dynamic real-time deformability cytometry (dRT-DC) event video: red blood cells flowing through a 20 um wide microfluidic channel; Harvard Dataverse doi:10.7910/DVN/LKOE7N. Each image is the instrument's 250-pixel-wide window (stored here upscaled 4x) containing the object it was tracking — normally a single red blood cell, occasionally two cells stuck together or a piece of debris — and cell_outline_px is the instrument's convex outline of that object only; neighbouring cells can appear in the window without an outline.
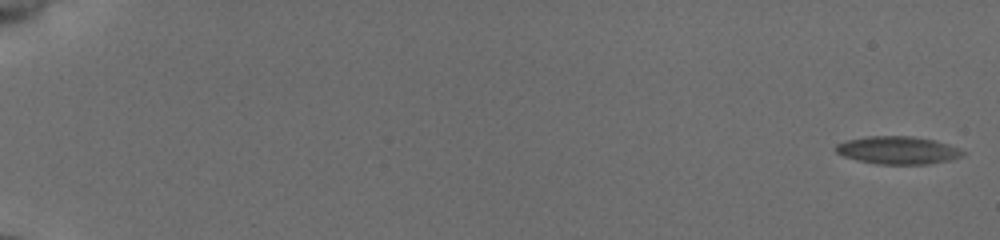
{"species": "common noctule bat (a hibernating species)", "species_latin": "Nyctalus noctula", "temperature_condition": "cold", "stored_images_in_passage": 55, "camera_frame_rate_fps": 3000, "um_per_image_px": 0.085, "animal": {"sex": "female", "body_mass_g": 19.5, "forearm_length_mm": 54.1}, "frame": {"image": 1, "passage_image": 1, "time_ms": 0.0, "image_size_px": [1000, 240], "cell_outline_px": [[964, 156], [948, 160], [928, 164], [876, 164], [856, 160], [844, 156], [836, 152], [832, 148], [836, 144], [844, 140], [868, 136], [912, 136], [932, 140], [948, 144], [964, 152]], "centroid_in_image_um": [76.24, 12.77], "position_along_channel_um": 8.8, "area_um2": 20.58}}
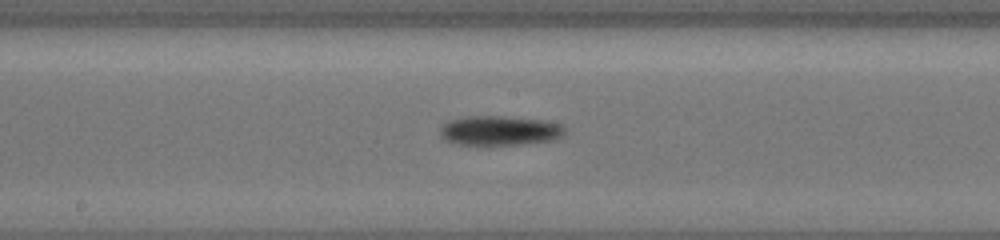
{"frame": {"image": 2, "passage_image": 32, "time_ms": 10.333, "image_size_px": [1000, 240], "cell_outline_px": [[564, 132], [560, 136], [552, 140], [488, 148], [456, 144], [444, 140], [440, 136], [440, 128], [448, 120], [464, 116], [504, 116], [540, 120], [560, 124], [564, 128]], "centroid_in_image_um": [42.35, 11.14], "position_along_channel_um": 205.8, "area_um2": 22.2}}
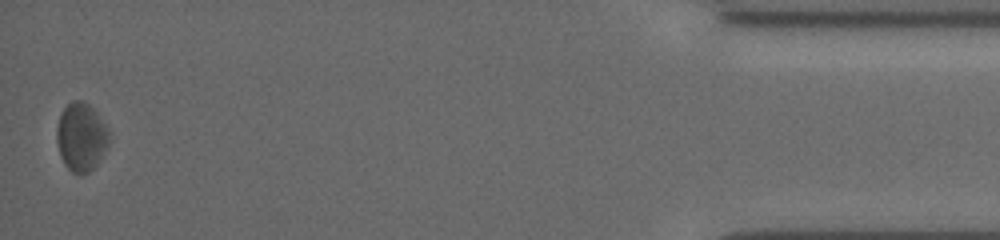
{"frame": {"image": 3, "passage_image": 55, "time_ms": 18.0, "image_size_px": [1000, 240], "cell_outline_px": [[108, 144], [96, 164], [88, 172], [80, 176], [72, 172], [64, 164], [60, 156], [56, 140], [56, 128], [60, 112], [72, 100], [80, 100], [88, 104], [92, 108], [104, 124], [108, 132]], "centroid_in_image_um": [6.85, 11.65], "position_along_channel_um": 428.4, "area_um2": 20.63}, "authors_computed_cell_mechanics": {"area_um2": 20.5768, "velocity_mm_per_s": 3.8405, "shape_relaxation_time_tau1_ms": 1.9238, "shape_relaxation_time_tau2_ms": null, "deformation_change_tau1": 0.088, "deformation_change_tau2": null}}